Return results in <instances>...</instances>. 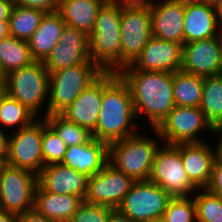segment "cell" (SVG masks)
Masks as SVG:
<instances>
[{
    "instance_id": "obj_1",
    "label": "cell",
    "mask_w": 222,
    "mask_h": 222,
    "mask_svg": "<svg viewBox=\"0 0 222 222\" xmlns=\"http://www.w3.org/2000/svg\"><path fill=\"white\" fill-rule=\"evenodd\" d=\"M118 75L130 89L137 122L144 115L143 121L156 129L175 107L173 73L136 70L128 65Z\"/></svg>"
},
{
    "instance_id": "obj_2",
    "label": "cell",
    "mask_w": 222,
    "mask_h": 222,
    "mask_svg": "<svg viewBox=\"0 0 222 222\" xmlns=\"http://www.w3.org/2000/svg\"><path fill=\"white\" fill-rule=\"evenodd\" d=\"M136 120L128 85L117 72H103V96L93 137L108 145L123 140L142 130Z\"/></svg>"
},
{
    "instance_id": "obj_3",
    "label": "cell",
    "mask_w": 222,
    "mask_h": 222,
    "mask_svg": "<svg viewBox=\"0 0 222 222\" xmlns=\"http://www.w3.org/2000/svg\"><path fill=\"white\" fill-rule=\"evenodd\" d=\"M121 6L109 0L98 11L95 25L89 35L91 60L103 72L122 69Z\"/></svg>"
},
{
    "instance_id": "obj_4",
    "label": "cell",
    "mask_w": 222,
    "mask_h": 222,
    "mask_svg": "<svg viewBox=\"0 0 222 222\" xmlns=\"http://www.w3.org/2000/svg\"><path fill=\"white\" fill-rule=\"evenodd\" d=\"M147 133L138 131L108 145V162L134 181L148 180L155 154L163 144L156 129Z\"/></svg>"
},
{
    "instance_id": "obj_5",
    "label": "cell",
    "mask_w": 222,
    "mask_h": 222,
    "mask_svg": "<svg viewBox=\"0 0 222 222\" xmlns=\"http://www.w3.org/2000/svg\"><path fill=\"white\" fill-rule=\"evenodd\" d=\"M3 79L9 96L23 104L37 118L48 115L49 72L43 62L35 61L31 65L11 71L3 76Z\"/></svg>"
},
{
    "instance_id": "obj_6",
    "label": "cell",
    "mask_w": 222,
    "mask_h": 222,
    "mask_svg": "<svg viewBox=\"0 0 222 222\" xmlns=\"http://www.w3.org/2000/svg\"><path fill=\"white\" fill-rule=\"evenodd\" d=\"M102 73L92 60L50 73L48 115L64 111Z\"/></svg>"
},
{
    "instance_id": "obj_7",
    "label": "cell",
    "mask_w": 222,
    "mask_h": 222,
    "mask_svg": "<svg viewBox=\"0 0 222 222\" xmlns=\"http://www.w3.org/2000/svg\"><path fill=\"white\" fill-rule=\"evenodd\" d=\"M156 130L163 144L175 145L211 140L215 128L199 107L175 106ZM204 131L210 132L211 138L204 136Z\"/></svg>"
},
{
    "instance_id": "obj_8",
    "label": "cell",
    "mask_w": 222,
    "mask_h": 222,
    "mask_svg": "<svg viewBox=\"0 0 222 222\" xmlns=\"http://www.w3.org/2000/svg\"><path fill=\"white\" fill-rule=\"evenodd\" d=\"M148 180L172 197H192L198 189L184 169L180 151L169 144H162L156 152Z\"/></svg>"
},
{
    "instance_id": "obj_9",
    "label": "cell",
    "mask_w": 222,
    "mask_h": 222,
    "mask_svg": "<svg viewBox=\"0 0 222 222\" xmlns=\"http://www.w3.org/2000/svg\"><path fill=\"white\" fill-rule=\"evenodd\" d=\"M172 198L149 180L135 181L117 209L133 222H157Z\"/></svg>"
},
{
    "instance_id": "obj_10",
    "label": "cell",
    "mask_w": 222,
    "mask_h": 222,
    "mask_svg": "<svg viewBox=\"0 0 222 222\" xmlns=\"http://www.w3.org/2000/svg\"><path fill=\"white\" fill-rule=\"evenodd\" d=\"M38 176L29 170L9 166L0 167V208L17 215L34 208Z\"/></svg>"
},
{
    "instance_id": "obj_11",
    "label": "cell",
    "mask_w": 222,
    "mask_h": 222,
    "mask_svg": "<svg viewBox=\"0 0 222 222\" xmlns=\"http://www.w3.org/2000/svg\"><path fill=\"white\" fill-rule=\"evenodd\" d=\"M43 118L30 125L9 133V166L26 169L38 175L44 166L42 156Z\"/></svg>"
},
{
    "instance_id": "obj_12",
    "label": "cell",
    "mask_w": 222,
    "mask_h": 222,
    "mask_svg": "<svg viewBox=\"0 0 222 222\" xmlns=\"http://www.w3.org/2000/svg\"><path fill=\"white\" fill-rule=\"evenodd\" d=\"M122 68L131 65L152 37L150 6L121 7Z\"/></svg>"
},
{
    "instance_id": "obj_13",
    "label": "cell",
    "mask_w": 222,
    "mask_h": 222,
    "mask_svg": "<svg viewBox=\"0 0 222 222\" xmlns=\"http://www.w3.org/2000/svg\"><path fill=\"white\" fill-rule=\"evenodd\" d=\"M135 181L109 162L103 169L88 178L85 201L117 209Z\"/></svg>"
},
{
    "instance_id": "obj_14",
    "label": "cell",
    "mask_w": 222,
    "mask_h": 222,
    "mask_svg": "<svg viewBox=\"0 0 222 222\" xmlns=\"http://www.w3.org/2000/svg\"><path fill=\"white\" fill-rule=\"evenodd\" d=\"M181 70L203 77L219 75L222 71V35L183 44Z\"/></svg>"
},
{
    "instance_id": "obj_15",
    "label": "cell",
    "mask_w": 222,
    "mask_h": 222,
    "mask_svg": "<svg viewBox=\"0 0 222 222\" xmlns=\"http://www.w3.org/2000/svg\"><path fill=\"white\" fill-rule=\"evenodd\" d=\"M91 60L89 53V35L85 32L65 26L59 42L43 61L50 73L61 69L84 64Z\"/></svg>"
},
{
    "instance_id": "obj_16",
    "label": "cell",
    "mask_w": 222,
    "mask_h": 222,
    "mask_svg": "<svg viewBox=\"0 0 222 222\" xmlns=\"http://www.w3.org/2000/svg\"><path fill=\"white\" fill-rule=\"evenodd\" d=\"M150 11L152 37L183 45L185 0H155Z\"/></svg>"
},
{
    "instance_id": "obj_17",
    "label": "cell",
    "mask_w": 222,
    "mask_h": 222,
    "mask_svg": "<svg viewBox=\"0 0 222 222\" xmlns=\"http://www.w3.org/2000/svg\"><path fill=\"white\" fill-rule=\"evenodd\" d=\"M183 45L151 37L131 66L136 70L174 73L182 68Z\"/></svg>"
},
{
    "instance_id": "obj_18",
    "label": "cell",
    "mask_w": 222,
    "mask_h": 222,
    "mask_svg": "<svg viewBox=\"0 0 222 222\" xmlns=\"http://www.w3.org/2000/svg\"><path fill=\"white\" fill-rule=\"evenodd\" d=\"M38 185L47 192L80 197L83 201L88 192V176L63 164L43 166Z\"/></svg>"
},
{
    "instance_id": "obj_19",
    "label": "cell",
    "mask_w": 222,
    "mask_h": 222,
    "mask_svg": "<svg viewBox=\"0 0 222 222\" xmlns=\"http://www.w3.org/2000/svg\"><path fill=\"white\" fill-rule=\"evenodd\" d=\"M210 141L174 145L181 153L182 163L190 181L198 189L206 188L210 182L215 162L214 148Z\"/></svg>"
},
{
    "instance_id": "obj_20",
    "label": "cell",
    "mask_w": 222,
    "mask_h": 222,
    "mask_svg": "<svg viewBox=\"0 0 222 222\" xmlns=\"http://www.w3.org/2000/svg\"><path fill=\"white\" fill-rule=\"evenodd\" d=\"M102 96L103 73L60 114L92 133L96 129Z\"/></svg>"
},
{
    "instance_id": "obj_21",
    "label": "cell",
    "mask_w": 222,
    "mask_h": 222,
    "mask_svg": "<svg viewBox=\"0 0 222 222\" xmlns=\"http://www.w3.org/2000/svg\"><path fill=\"white\" fill-rule=\"evenodd\" d=\"M108 162V144L94 137L83 145L67 147L61 164L92 177Z\"/></svg>"
},
{
    "instance_id": "obj_22",
    "label": "cell",
    "mask_w": 222,
    "mask_h": 222,
    "mask_svg": "<svg viewBox=\"0 0 222 222\" xmlns=\"http://www.w3.org/2000/svg\"><path fill=\"white\" fill-rule=\"evenodd\" d=\"M183 32L184 44L219 36L215 8L196 0H185Z\"/></svg>"
},
{
    "instance_id": "obj_23",
    "label": "cell",
    "mask_w": 222,
    "mask_h": 222,
    "mask_svg": "<svg viewBox=\"0 0 222 222\" xmlns=\"http://www.w3.org/2000/svg\"><path fill=\"white\" fill-rule=\"evenodd\" d=\"M66 23L55 11L45 13L34 34L27 40L32 57L43 62L59 42Z\"/></svg>"
},
{
    "instance_id": "obj_24",
    "label": "cell",
    "mask_w": 222,
    "mask_h": 222,
    "mask_svg": "<svg viewBox=\"0 0 222 222\" xmlns=\"http://www.w3.org/2000/svg\"><path fill=\"white\" fill-rule=\"evenodd\" d=\"M83 200L77 196L44 191L37 185L34 209L54 222H69Z\"/></svg>"
},
{
    "instance_id": "obj_25",
    "label": "cell",
    "mask_w": 222,
    "mask_h": 222,
    "mask_svg": "<svg viewBox=\"0 0 222 222\" xmlns=\"http://www.w3.org/2000/svg\"><path fill=\"white\" fill-rule=\"evenodd\" d=\"M108 0H59L57 12L66 26L81 30L87 35L92 32L98 11Z\"/></svg>"
},
{
    "instance_id": "obj_26",
    "label": "cell",
    "mask_w": 222,
    "mask_h": 222,
    "mask_svg": "<svg viewBox=\"0 0 222 222\" xmlns=\"http://www.w3.org/2000/svg\"><path fill=\"white\" fill-rule=\"evenodd\" d=\"M32 57L26 40L8 36L0 39V77L7 73L31 65Z\"/></svg>"
},
{
    "instance_id": "obj_27",
    "label": "cell",
    "mask_w": 222,
    "mask_h": 222,
    "mask_svg": "<svg viewBox=\"0 0 222 222\" xmlns=\"http://www.w3.org/2000/svg\"><path fill=\"white\" fill-rule=\"evenodd\" d=\"M204 77L183 72L173 73L175 106L199 107L202 101Z\"/></svg>"
},
{
    "instance_id": "obj_28",
    "label": "cell",
    "mask_w": 222,
    "mask_h": 222,
    "mask_svg": "<svg viewBox=\"0 0 222 222\" xmlns=\"http://www.w3.org/2000/svg\"><path fill=\"white\" fill-rule=\"evenodd\" d=\"M199 108L214 128L222 127V79L219 75L204 77Z\"/></svg>"
},
{
    "instance_id": "obj_29",
    "label": "cell",
    "mask_w": 222,
    "mask_h": 222,
    "mask_svg": "<svg viewBox=\"0 0 222 222\" xmlns=\"http://www.w3.org/2000/svg\"><path fill=\"white\" fill-rule=\"evenodd\" d=\"M44 14L40 9L13 5L9 14L10 36L27 41L38 28Z\"/></svg>"
},
{
    "instance_id": "obj_30",
    "label": "cell",
    "mask_w": 222,
    "mask_h": 222,
    "mask_svg": "<svg viewBox=\"0 0 222 222\" xmlns=\"http://www.w3.org/2000/svg\"><path fill=\"white\" fill-rule=\"evenodd\" d=\"M36 119L37 117L30 110L7 93L2 98L0 102L1 130L11 133L30 125Z\"/></svg>"
},
{
    "instance_id": "obj_31",
    "label": "cell",
    "mask_w": 222,
    "mask_h": 222,
    "mask_svg": "<svg viewBox=\"0 0 222 222\" xmlns=\"http://www.w3.org/2000/svg\"><path fill=\"white\" fill-rule=\"evenodd\" d=\"M44 118L67 147L83 145L93 138L92 133L87 128L67 120L61 114H50Z\"/></svg>"
},
{
    "instance_id": "obj_32",
    "label": "cell",
    "mask_w": 222,
    "mask_h": 222,
    "mask_svg": "<svg viewBox=\"0 0 222 222\" xmlns=\"http://www.w3.org/2000/svg\"><path fill=\"white\" fill-rule=\"evenodd\" d=\"M192 197L196 205L197 222H222V197L206 188L197 189Z\"/></svg>"
},
{
    "instance_id": "obj_33",
    "label": "cell",
    "mask_w": 222,
    "mask_h": 222,
    "mask_svg": "<svg viewBox=\"0 0 222 222\" xmlns=\"http://www.w3.org/2000/svg\"><path fill=\"white\" fill-rule=\"evenodd\" d=\"M42 156L44 166L63 162L67 146L43 117Z\"/></svg>"
},
{
    "instance_id": "obj_34",
    "label": "cell",
    "mask_w": 222,
    "mask_h": 222,
    "mask_svg": "<svg viewBox=\"0 0 222 222\" xmlns=\"http://www.w3.org/2000/svg\"><path fill=\"white\" fill-rule=\"evenodd\" d=\"M162 222H197L193 197H173L161 218Z\"/></svg>"
},
{
    "instance_id": "obj_35",
    "label": "cell",
    "mask_w": 222,
    "mask_h": 222,
    "mask_svg": "<svg viewBox=\"0 0 222 222\" xmlns=\"http://www.w3.org/2000/svg\"><path fill=\"white\" fill-rule=\"evenodd\" d=\"M113 210L111 207L91 204L84 200L69 222H107Z\"/></svg>"
},
{
    "instance_id": "obj_36",
    "label": "cell",
    "mask_w": 222,
    "mask_h": 222,
    "mask_svg": "<svg viewBox=\"0 0 222 222\" xmlns=\"http://www.w3.org/2000/svg\"><path fill=\"white\" fill-rule=\"evenodd\" d=\"M13 5H18L27 8H35L51 13L57 11L58 0H12Z\"/></svg>"
},
{
    "instance_id": "obj_37",
    "label": "cell",
    "mask_w": 222,
    "mask_h": 222,
    "mask_svg": "<svg viewBox=\"0 0 222 222\" xmlns=\"http://www.w3.org/2000/svg\"><path fill=\"white\" fill-rule=\"evenodd\" d=\"M206 189L222 197V164L216 161L213 164L210 182Z\"/></svg>"
},
{
    "instance_id": "obj_38",
    "label": "cell",
    "mask_w": 222,
    "mask_h": 222,
    "mask_svg": "<svg viewBox=\"0 0 222 222\" xmlns=\"http://www.w3.org/2000/svg\"><path fill=\"white\" fill-rule=\"evenodd\" d=\"M16 222H54L47 219L45 216L38 213L34 208L17 215Z\"/></svg>"
},
{
    "instance_id": "obj_39",
    "label": "cell",
    "mask_w": 222,
    "mask_h": 222,
    "mask_svg": "<svg viewBox=\"0 0 222 222\" xmlns=\"http://www.w3.org/2000/svg\"><path fill=\"white\" fill-rule=\"evenodd\" d=\"M9 133L0 129V164L5 165L8 159Z\"/></svg>"
},
{
    "instance_id": "obj_40",
    "label": "cell",
    "mask_w": 222,
    "mask_h": 222,
    "mask_svg": "<svg viewBox=\"0 0 222 222\" xmlns=\"http://www.w3.org/2000/svg\"><path fill=\"white\" fill-rule=\"evenodd\" d=\"M212 135L216 137V141L213 140V143L215 144H212L215 153V161L222 164V127L215 128Z\"/></svg>"
},
{
    "instance_id": "obj_41",
    "label": "cell",
    "mask_w": 222,
    "mask_h": 222,
    "mask_svg": "<svg viewBox=\"0 0 222 222\" xmlns=\"http://www.w3.org/2000/svg\"><path fill=\"white\" fill-rule=\"evenodd\" d=\"M121 7L150 6L155 0H109Z\"/></svg>"
},
{
    "instance_id": "obj_42",
    "label": "cell",
    "mask_w": 222,
    "mask_h": 222,
    "mask_svg": "<svg viewBox=\"0 0 222 222\" xmlns=\"http://www.w3.org/2000/svg\"><path fill=\"white\" fill-rule=\"evenodd\" d=\"M107 222H133L126 215L122 214L118 209H114L107 220Z\"/></svg>"
},
{
    "instance_id": "obj_43",
    "label": "cell",
    "mask_w": 222,
    "mask_h": 222,
    "mask_svg": "<svg viewBox=\"0 0 222 222\" xmlns=\"http://www.w3.org/2000/svg\"><path fill=\"white\" fill-rule=\"evenodd\" d=\"M12 6V0H0V18H9Z\"/></svg>"
},
{
    "instance_id": "obj_44",
    "label": "cell",
    "mask_w": 222,
    "mask_h": 222,
    "mask_svg": "<svg viewBox=\"0 0 222 222\" xmlns=\"http://www.w3.org/2000/svg\"><path fill=\"white\" fill-rule=\"evenodd\" d=\"M10 36L9 18H0V39Z\"/></svg>"
},
{
    "instance_id": "obj_45",
    "label": "cell",
    "mask_w": 222,
    "mask_h": 222,
    "mask_svg": "<svg viewBox=\"0 0 222 222\" xmlns=\"http://www.w3.org/2000/svg\"><path fill=\"white\" fill-rule=\"evenodd\" d=\"M17 216L0 208V222H16Z\"/></svg>"
},
{
    "instance_id": "obj_46",
    "label": "cell",
    "mask_w": 222,
    "mask_h": 222,
    "mask_svg": "<svg viewBox=\"0 0 222 222\" xmlns=\"http://www.w3.org/2000/svg\"><path fill=\"white\" fill-rule=\"evenodd\" d=\"M215 12H216V21H217V26L218 29L222 35V3H220L216 8H215Z\"/></svg>"
},
{
    "instance_id": "obj_47",
    "label": "cell",
    "mask_w": 222,
    "mask_h": 222,
    "mask_svg": "<svg viewBox=\"0 0 222 222\" xmlns=\"http://www.w3.org/2000/svg\"><path fill=\"white\" fill-rule=\"evenodd\" d=\"M196 1L206 4L213 8H216L220 3H222V0H196Z\"/></svg>"
},
{
    "instance_id": "obj_48",
    "label": "cell",
    "mask_w": 222,
    "mask_h": 222,
    "mask_svg": "<svg viewBox=\"0 0 222 222\" xmlns=\"http://www.w3.org/2000/svg\"><path fill=\"white\" fill-rule=\"evenodd\" d=\"M5 95H6V85L3 77H0V102Z\"/></svg>"
}]
</instances>
